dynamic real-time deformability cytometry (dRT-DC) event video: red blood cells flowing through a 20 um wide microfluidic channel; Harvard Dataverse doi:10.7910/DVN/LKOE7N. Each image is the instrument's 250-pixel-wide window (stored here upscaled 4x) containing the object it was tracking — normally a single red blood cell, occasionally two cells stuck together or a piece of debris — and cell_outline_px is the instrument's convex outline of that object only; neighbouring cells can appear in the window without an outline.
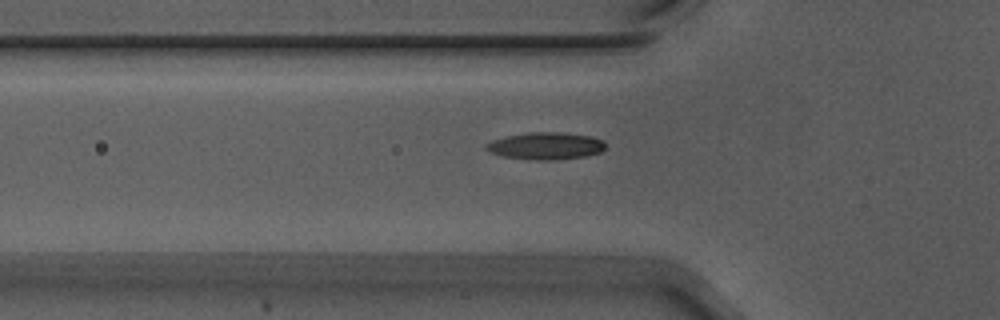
{"species": "Egyptian fruit bat (a non-hibernating species)", "species_latin": "Rousettus aegyptiacus", "temperature_condition": "warm", "stored_images_in_passage": 41, "camera_frame_rate_fps": 3000, "um_per_image_px": 0.085, "animal": {"sex": "male"}, "frame": {"image": 1, "passage_image": 9, "time_ms": 2.667, "image_size_px": [1000, 320], "cell_outline_px": [[604, 148], [600, 152], [584, 156], [556, 160], [540, 160], [504, 156], [488, 152], [484, 148], [484, 144], [492, 140], [508, 136], [528, 132], [564, 132], [588, 136], [604, 140]], "centroid_in_image_um": [46.35, 12.39], "position_along_channel_um": 79.4, "area_um2": 18.79}}
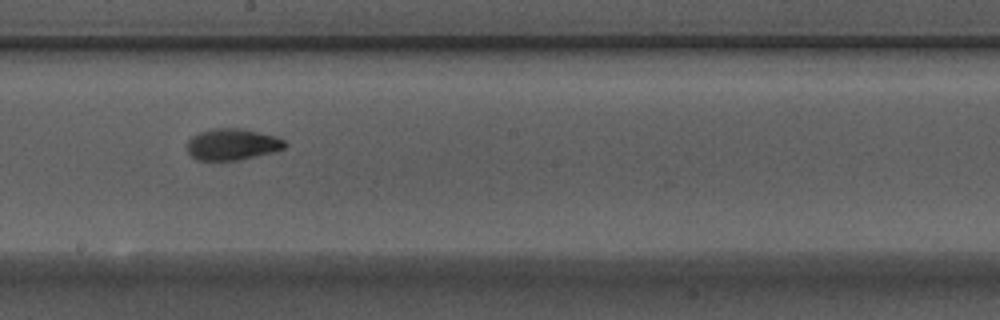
{"frame": {"image": 2, "passage_image": 21, "time_ms": 6.667, "image_size_px": [1000, 320], "cell_outline_px": [[288, 144], [284, 148], [276, 152], [240, 160], [196, 160], [188, 152], [188, 140], [192, 136], [200, 132], [212, 128], [236, 128], [276, 136], [284, 140]], "centroid_in_image_um": [19.77, 12.28], "position_along_channel_um": 228.4, "area_um2": 17.92}}
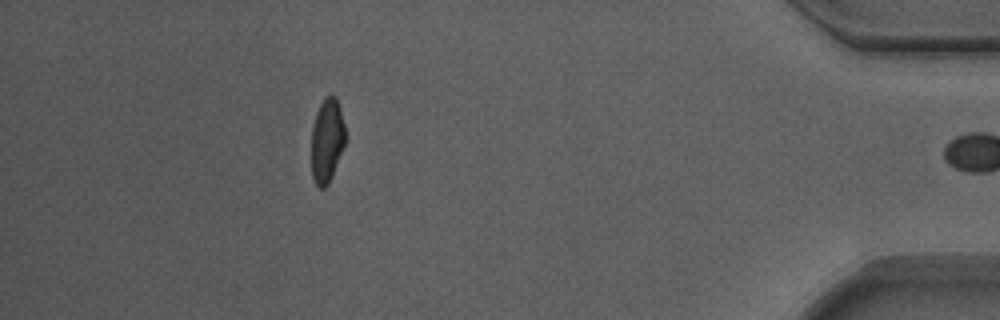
{"frame": {"image": 3, "passage_image": 40, "time_ms": 13.0, "image_size_px": [1000, 320], "cell_outline_px": [[344, 148], [332, 176], [328, 184], [324, 188], [320, 188], [316, 184], [312, 176], [312, 128], [316, 112], [324, 96], [336, 96], [340, 108], [344, 124]], "centroid_in_image_um": [27.79, 11.94], "position_along_channel_um": 407.4, "area_um2": 16.53}, "authors_computed_cell_mechanics": {"area_um2": 17.918, "velocity_mm_per_s": 3.7161, "shape_relaxation_time_tau1_ms": 4.0652, "shape_relaxation_time_tau2_ms": 2.1207, "deformation_change_tau1": 0.1437, "deformation_change_tau2": 0.0749}}